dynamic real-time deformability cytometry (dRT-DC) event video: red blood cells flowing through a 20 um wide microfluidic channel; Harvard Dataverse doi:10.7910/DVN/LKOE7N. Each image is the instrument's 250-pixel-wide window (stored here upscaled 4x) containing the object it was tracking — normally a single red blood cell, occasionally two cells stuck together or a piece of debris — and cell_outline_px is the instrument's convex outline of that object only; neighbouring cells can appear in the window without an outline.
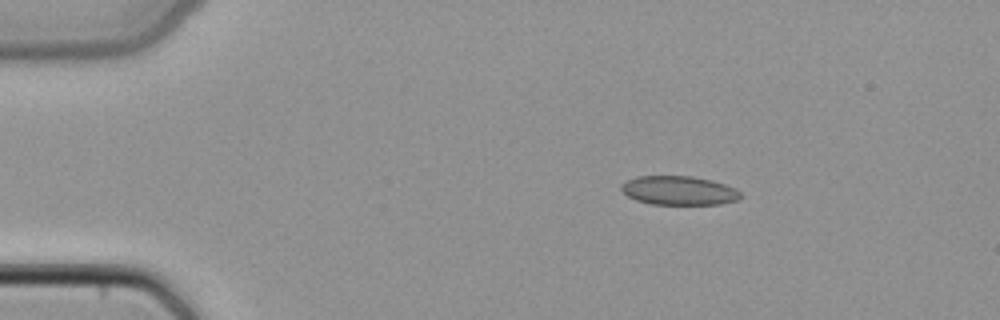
{"species": "common noctule bat (a hibernating species)", "species_latin": "Nyctalus noctula", "temperature_condition": "cold", "stored_images_in_passage": 43, "camera_frame_rate_fps": 3000, "um_per_image_px": 0.085, "animal": {"sex": "female", "body_mass_g": 22.7, "forearm_length_mm": 54.2}, "frame": {"image": 1, "passage_image": 3, "time_ms": 0.667, "image_size_px": [1000, 320], "cell_outline_px": [[740, 196], [736, 200], [720, 204], [652, 204], [636, 200], [628, 196], [620, 188], [620, 184], [636, 176], [692, 176], [712, 180], [736, 188], [740, 192]], "centroid_in_image_um": [57.69, 16.18], "position_along_channel_um": 27.3, "area_um2": 20.06}}
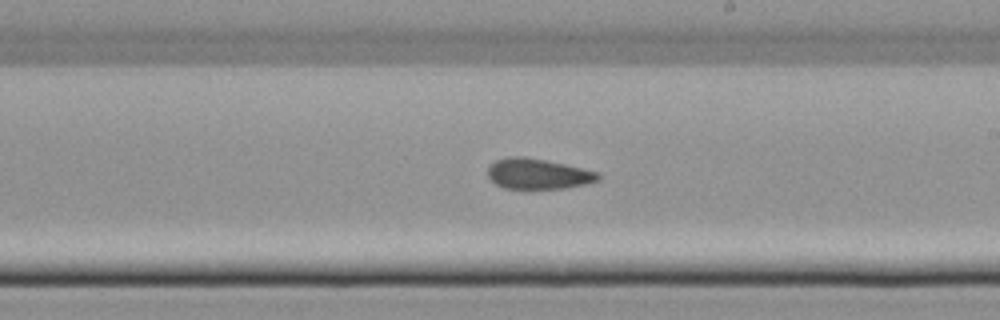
{"frame": {"image": 2, "passage_image": 23, "time_ms": 7.333, "image_size_px": [1000, 320], "cell_outline_px": [[600, 180], [584, 184], [560, 188], [504, 188], [496, 184], [488, 176], [488, 168], [496, 160], [508, 156], [524, 156], [564, 164], [596, 172], [600, 176]], "centroid_in_image_um": [45.69, 14.77], "position_along_channel_um": 243.3, "area_um2": 19.19}}
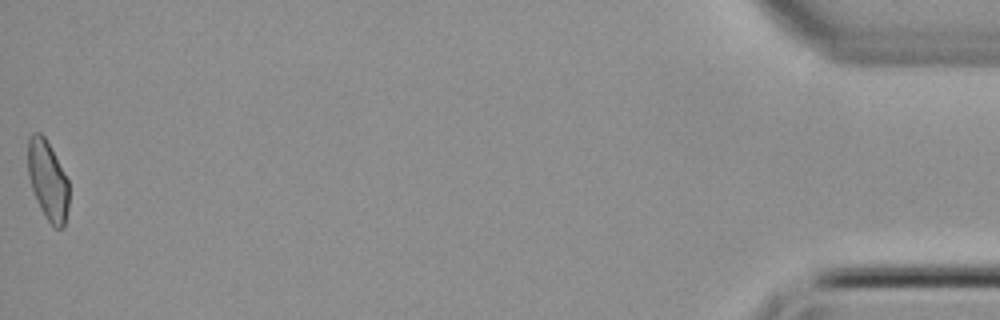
{"frame": {"image": 3, "passage_image": 43, "time_ms": 14.0, "image_size_px": [1000, 320], "cell_outline_px": [[68, 208], [64, 228], [56, 228], [48, 220], [40, 208], [36, 200], [28, 176], [28, 136], [32, 132], [40, 132], [44, 136], [68, 180]], "centroid_in_image_um": [4.05, 15.33], "position_along_channel_um": 431.2, "area_um2": 18.79}}